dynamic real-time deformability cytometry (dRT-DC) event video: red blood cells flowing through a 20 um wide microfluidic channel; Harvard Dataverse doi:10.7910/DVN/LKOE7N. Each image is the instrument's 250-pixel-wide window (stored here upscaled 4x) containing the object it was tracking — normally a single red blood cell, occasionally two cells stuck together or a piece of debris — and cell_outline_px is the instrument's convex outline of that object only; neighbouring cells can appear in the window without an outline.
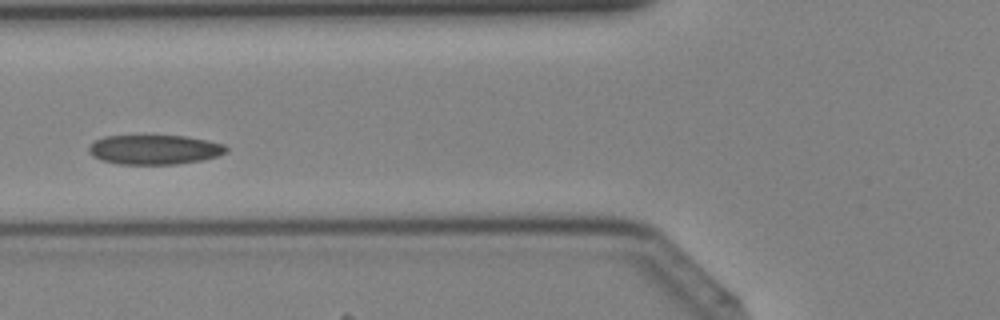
{"species": "Egyptian fruit bat (a non-hibernating species)", "species_latin": "Rousettus aegyptiacus", "temperature_condition": "cold", "stored_images_in_passage": 41, "camera_frame_rate_fps": 3000, "um_per_image_px": 0.085, "animal": {"sex": "female"}, "frame": {"image": 1, "passage_image": 15, "time_ms": 4.667, "image_size_px": [1000, 320], "cell_outline_px": [[228, 148], [224, 152], [216, 156], [200, 160], [176, 164], [120, 164], [100, 160], [92, 156], [88, 152], [88, 148], [96, 140], [104, 136], [184, 136], [224, 144]], "centroid_in_image_um": [13.08, 12.72], "position_along_channel_um": 112.7, "area_um2": 23.35}}
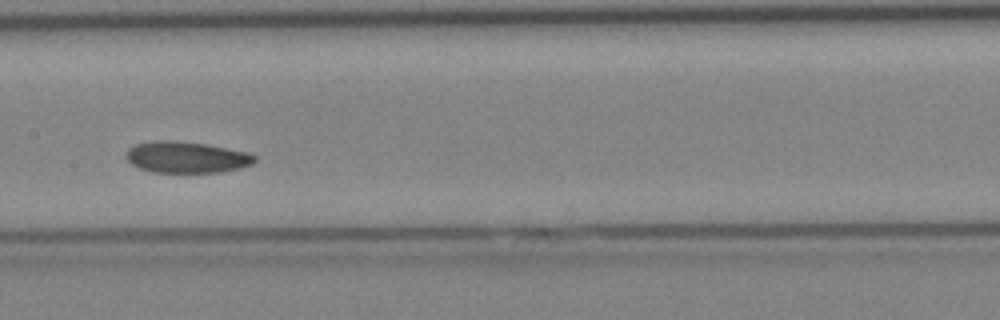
{"frame": {"image": 2, "passage_image": 20, "time_ms": 6.333, "image_size_px": [1000, 320], "cell_outline_px": [[256, 160], [252, 164], [240, 168], [224, 172], [152, 172], [140, 168], [132, 164], [124, 156], [128, 148], [136, 144], [156, 140], [176, 140], [204, 144], [248, 152], [256, 156]], "centroid_in_image_um": [15.84, 13.36], "position_along_channel_um": 191.6, "area_um2": 23.52}}
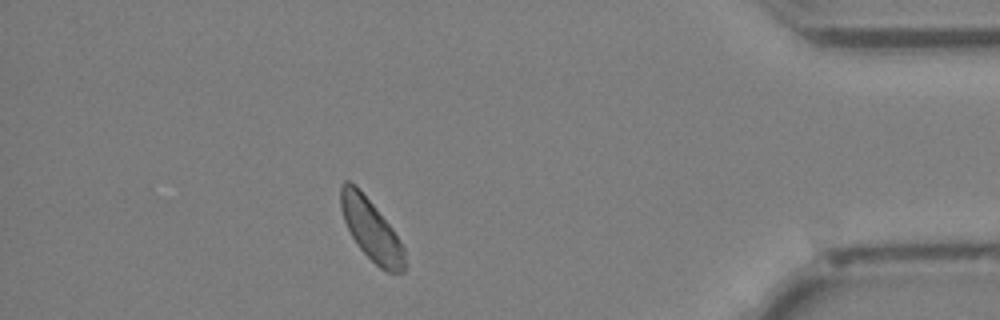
{"frame": {"image": 3, "passage_image": 36, "time_ms": 11.667, "image_size_px": [1000, 320], "cell_outline_px": [[404, 272], [388, 272], [380, 268], [356, 244], [344, 220], [340, 208], [340, 184], [344, 180], [348, 180], [356, 184], [392, 228], [404, 248]], "centroid_in_image_um": [31.51, 19.48], "position_along_channel_um": 403.7, "area_um2": 22.54}}